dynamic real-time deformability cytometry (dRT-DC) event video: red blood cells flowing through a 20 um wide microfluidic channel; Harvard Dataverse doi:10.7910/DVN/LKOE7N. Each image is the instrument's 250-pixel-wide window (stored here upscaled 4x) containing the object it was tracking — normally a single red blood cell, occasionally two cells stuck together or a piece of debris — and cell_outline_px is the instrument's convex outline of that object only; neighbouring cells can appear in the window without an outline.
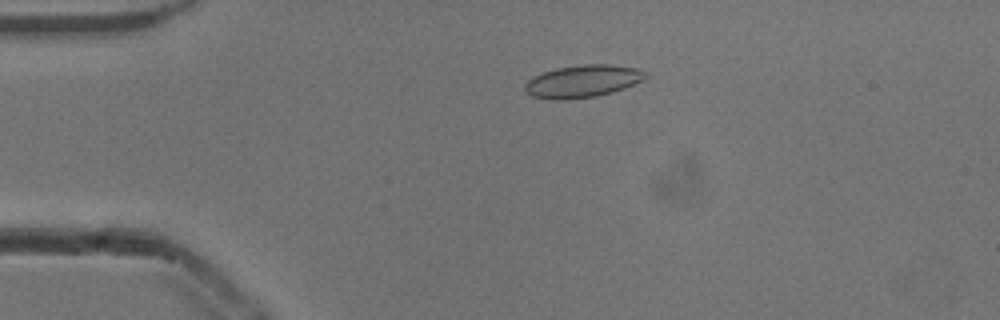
{"species": "common noctule bat (a hibernating species)", "species_latin": "Nyctalus noctula", "temperature_condition": "cold", "stored_images_in_passage": 54, "camera_frame_rate_fps": 3000, "um_per_image_px": 0.085, "animal": {"sex": "male", "body_mass_g": 13.3}, "frame": {"image": 1, "passage_image": 12, "time_ms": 3.667, "image_size_px": [1000, 320], "cell_outline_px": [[648, 76], [644, 80], [624, 88], [612, 92], [596, 96], [564, 100], [552, 100], [532, 96], [524, 88], [524, 84], [532, 76], [556, 68], [584, 64], [608, 64], [636, 68], [648, 72]], "centroid_in_image_um": [49.54, 6.9], "position_along_channel_um": 35.5, "area_um2": 22.89}}
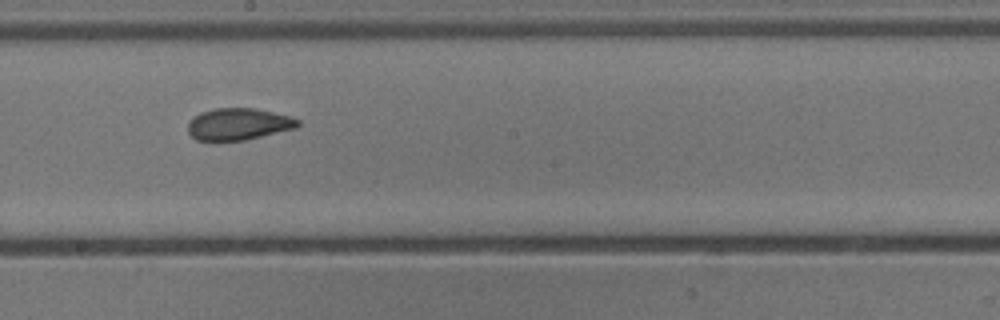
{"frame": {"image": 2, "passage_image": 30, "time_ms": 9.667, "image_size_px": [1000, 320], "cell_outline_px": [[300, 124], [296, 128], [244, 140], [196, 140], [188, 132], [188, 120], [192, 116], [200, 112], [216, 108], [256, 108], [292, 116], [300, 120]], "centroid_in_image_um": [20.27, 10.53], "position_along_channel_um": 227.9, "area_um2": 20.52}}
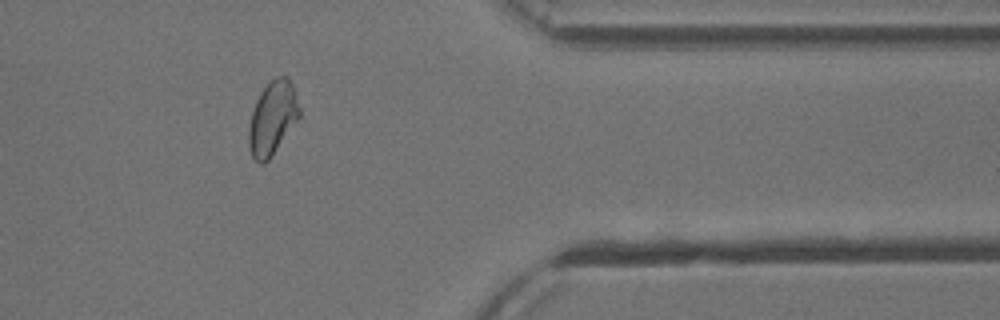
{"frame": {"image": 3, "passage_image": 44, "time_ms": 14.333, "image_size_px": [1000, 320], "cell_outline_px": [[300, 116], [268, 160], [264, 164], [260, 164], [252, 156], [248, 144], [248, 128], [252, 112], [256, 100], [260, 92], [276, 76], [288, 76], [292, 84], [300, 108]], "centroid_in_image_um": [23.15, 10.03], "position_along_channel_um": 388.3, "area_um2": 21.44}, "authors_computed_cell_mechanics": {"area_um2": 21.6461, "velocity_mm_per_s": 3.8521, "shape_relaxation_time_tau1_ms": 9.8431, "shape_relaxation_time_tau2_ms": 1.4358, "deformation_change_tau1": 0.1606, "deformation_change_tau2": 0.0613}}